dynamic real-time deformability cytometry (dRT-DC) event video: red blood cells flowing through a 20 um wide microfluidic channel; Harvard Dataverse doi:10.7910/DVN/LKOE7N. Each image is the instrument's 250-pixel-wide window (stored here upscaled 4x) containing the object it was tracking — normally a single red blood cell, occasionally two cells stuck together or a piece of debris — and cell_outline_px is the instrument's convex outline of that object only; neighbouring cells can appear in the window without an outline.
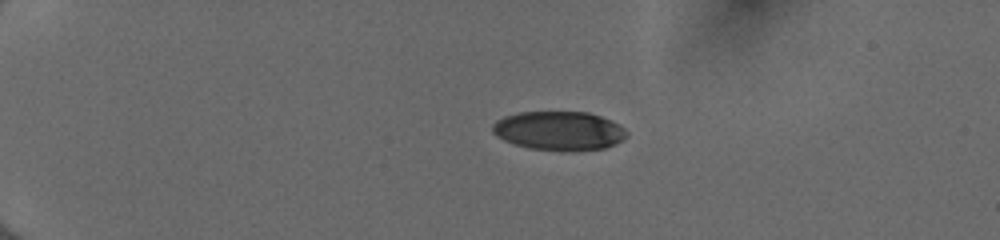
{"species": "human", "species_latin": "Homo sapiens", "temperature_condition": "cold", "stored_images_in_passage": 41, "camera_frame_rate_fps": 3000, "um_per_image_px": 0.085, "donor": {"sex": "female"}, "frame": {"image": 1, "passage_image": 1, "time_ms": 0.0, "image_size_px": [1000, 240], "cell_outline_px": [[628, 136], [616, 144], [604, 148], [572, 152], [560, 152], [528, 148], [512, 144], [496, 136], [492, 132], [492, 124], [496, 120], [504, 116], [520, 112], [588, 112], [600, 116], [620, 124], [628, 132]], "centroid_in_image_um": [47.52, 11.14], "position_along_channel_um": 37.5, "area_um2": 31.1}}
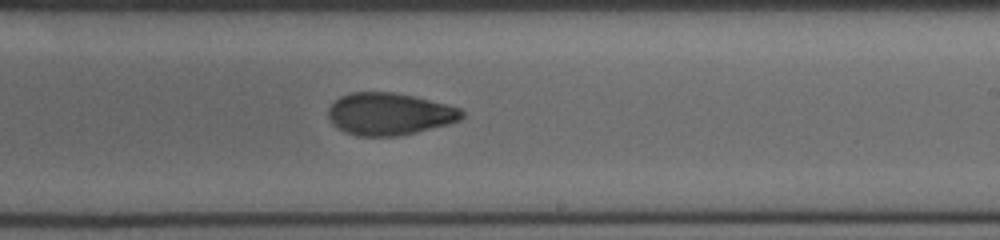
{"frame": {"image": 2, "passage_image": 23, "time_ms": 7.333, "image_size_px": [1000, 240], "cell_outline_px": [[464, 116], [460, 120], [448, 124], [416, 132], [396, 136], [356, 136], [344, 132], [332, 124], [328, 120], [328, 108], [340, 96], [352, 92], [392, 92], [416, 96], [460, 108], [464, 112]], "centroid_in_image_um": [33.08, 9.69], "position_along_channel_um": 255.9, "area_um2": 33.0}}
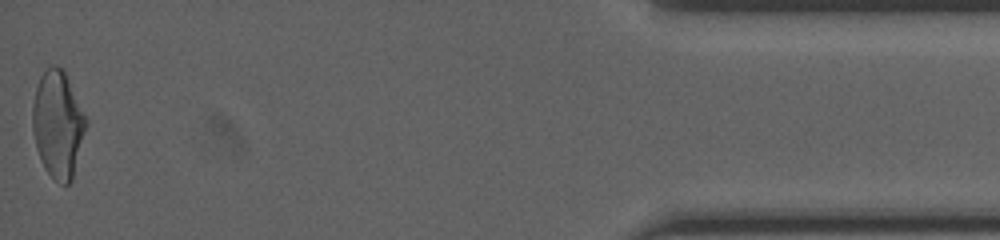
{"frame": {"image": 3, "passage_image": 41, "time_ms": 13.333, "image_size_px": [1000, 240], "cell_outline_px": [[88, 124], [72, 180], [68, 184], [60, 184], [44, 168], [40, 160], [36, 148], [32, 132], [32, 108], [36, 88], [40, 76], [52, 64], [56, 64], [64, 72], [88, 120]], "centroid_in_image_um": [4.92, 10.59], "position_along_channel_um": 430.3, "area_um2": 33.35}, "authors_computed_cell_mechanics": {"area_um2": 33.0038, "velocity_mm_per_s": 4.0513, "shape_relaxation_time_tau1_ms": 9.4574, "shape_relaxation_time_tau2_ms": 2.1482, "deformation_change_tau1": 0.2371, "deformation_change_tau2": 0.0746}}